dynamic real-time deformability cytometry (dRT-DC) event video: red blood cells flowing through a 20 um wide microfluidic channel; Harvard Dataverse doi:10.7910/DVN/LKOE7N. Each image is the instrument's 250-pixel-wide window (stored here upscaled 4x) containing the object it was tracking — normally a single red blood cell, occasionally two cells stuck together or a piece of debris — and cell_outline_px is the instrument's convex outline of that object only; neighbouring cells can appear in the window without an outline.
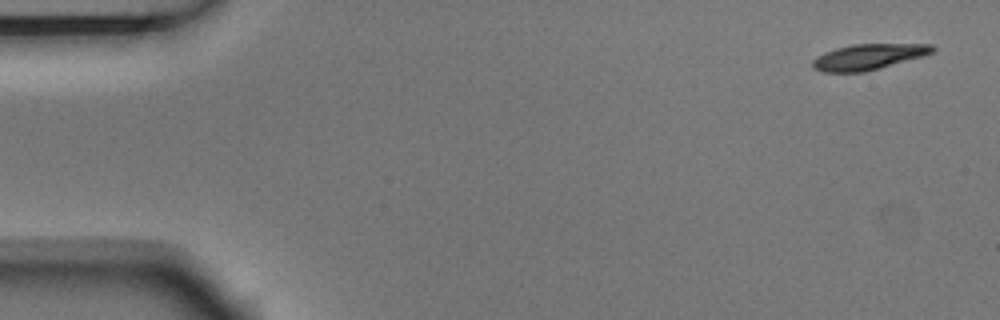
{"species": "Egyptian fruit bat (a non-hibernating species)", "species_latin": "Rousettus aegyptiacus", "temperature_condition": "room temperature", "stored_images_in_passage": 6, "camera_frame_rate_fps": 3000, "um_per_image_px": 0.085, "animal": {"sex": "male"}, "frame": {"image": 1, "passage_image": 1, "time_ms": 0.0, "image_size_px": [1000, 320], "cell_outline_px": [[936, 48], [932, 52], [924, 56], [880, 68], [864, 72], [824, 72], [812, 68], [812, 60], [816, 56], [824, 52], [836, 48], [852, 44], [932, 44]], "centroid_in_image_um": [73.8, 4.83], "position_along_channel_um": 11.2, "area_um2": 18.03}}
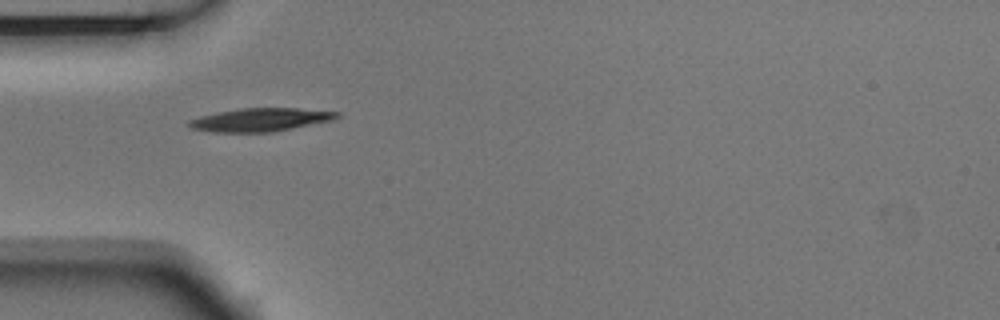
{"frame": {"image": 2, "passage_image": 5, "time_ms": 1.333, "image_size_px": [1000, 320], "cell_outline_px": [[340, 116], [332, 120], [272, 132], [212, 132], [192, 128], [184, 124], [188, 120], [200, 116], [216, 112], [240, 108], [296, 108], [340, 112]], "centroid_in_image_um": [22.08, 10.17], "position_along_channel_um": 62.9, "area_um2": 20.06}}
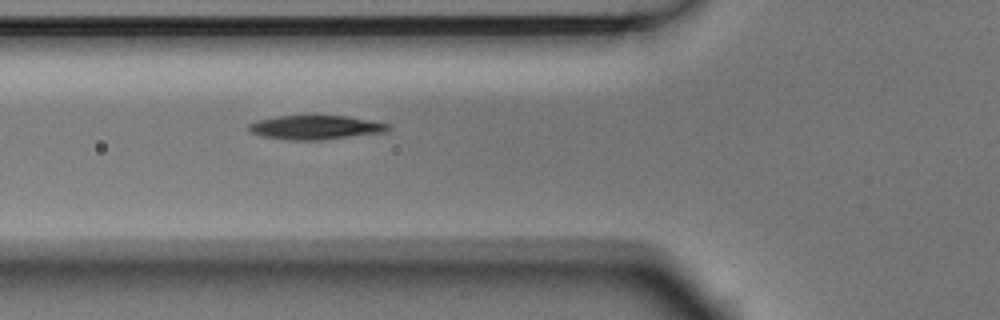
{"frame": {"image": 3, "passage_image": 6, "time_ms": 1.667, "image_size_px": [1000, 320], "cell_outline_px": [[392, 128], [384, 132], [320, 140], [284, 140], [264, 136], [252, 132], [248, 128], [248, 124], [260, 120], [276, 116], [348, 116], [392, 124]], "centroid_in_image_um": [26.86, 10.83], "position_along_channel_um": 98.9, "area_um2": 19.42}}